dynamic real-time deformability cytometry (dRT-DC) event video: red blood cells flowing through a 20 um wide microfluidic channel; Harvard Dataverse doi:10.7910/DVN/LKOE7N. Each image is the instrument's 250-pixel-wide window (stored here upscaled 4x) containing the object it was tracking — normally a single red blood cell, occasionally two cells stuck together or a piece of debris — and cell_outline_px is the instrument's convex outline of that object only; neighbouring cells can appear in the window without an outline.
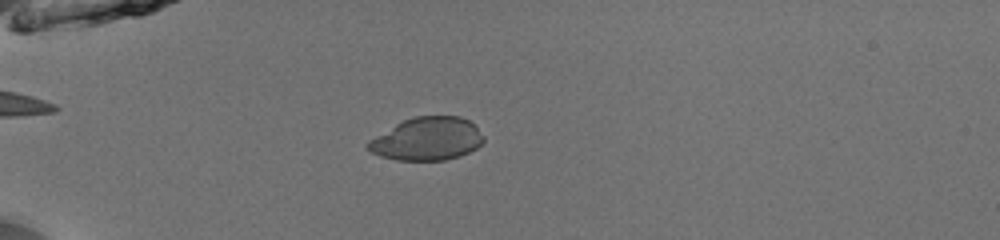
{"species": "common noctule bat (a hibernating species)", "species_latin": "Nyctalus noctula", "temperature_condition": "room temperature", "stored_images_in_passage": 54, "camera_frame_rate_fps": 3000, "um_per_image_px": 0.085, "animal": {"sex": "male", "body_mass_g": 13.0, "forearm_length_mm": 53.1}, "frame": {"image": 1, "passage_image": 18, "time_ms": 5.667, "image_size_px": [1000, 240], "cell_outline_px": [[484, 140], [476, 148], [460, 156], [444, 160], [396, 160], [380, 156], [372, 152], [364, 144], [368, 140], [396, 124], [404, 120], [416, 116], [460, 116], [468, 120], [484, 136]], "centroid_in_image_um": [36.28, 11.81], "position_along_channel_um": 48.7, "area_um2": 28.78}}
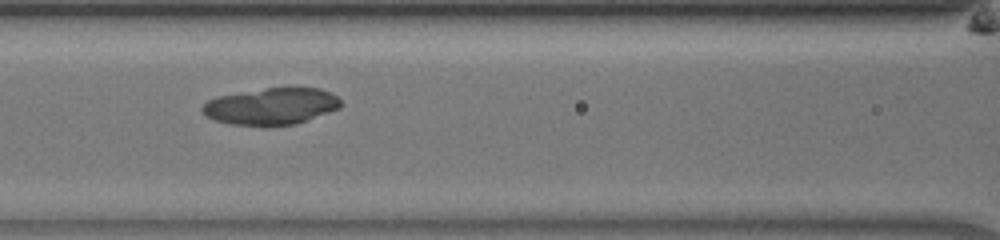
{"frame": {"image": 2, "passage_image": 27, "time_ms": 8.667, "image_size_px": [1000, 240], "cell_outline_px": [[340, 108], [308, 120], [296, 124], [264, 128], [228, 124], [204, 116], [200, 108], [208, 100], [216, 96], [264, 88], [320, 88], [336, 96], [340, 100]], "centroid_in_image_um": [23.0, 9.07], "position_along_channel_um": 143.6, "area_um2": 30.23}}
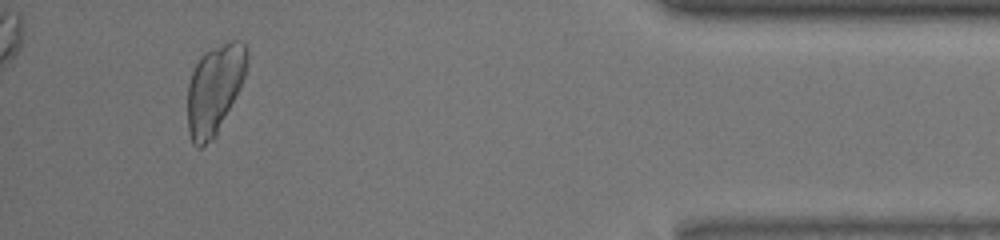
{"frame": {"image": 3, "passage_image": 51, "time_ms": 16.667, "image_size_px": [1000, 240], "cell_outline_px": [[248, 60], [244, 76], [216, 136], [212, 140], [200, 148], [196, 148], [192, 144], [188, 132], [188, 84], [192, 72], [196, 64], [212, 48], [228, 40], [240, 40], [244, 44], [248, 52]], "centroid_in_image_um": [18.22, 7.6], "position_along_channel_um": 417.0, "area_um2": 30.52}, "authors_computed_cell_mechanics": {"area_um2": 29.9982, "velocity_mm_per_s": 3.9827, "shape_relaxation_time_tau1_ms": 1.2655, "shape_relaxation_time_tau2_ms": null, "deformation_change_tau1": null, "deformation_change_tau2": null}}